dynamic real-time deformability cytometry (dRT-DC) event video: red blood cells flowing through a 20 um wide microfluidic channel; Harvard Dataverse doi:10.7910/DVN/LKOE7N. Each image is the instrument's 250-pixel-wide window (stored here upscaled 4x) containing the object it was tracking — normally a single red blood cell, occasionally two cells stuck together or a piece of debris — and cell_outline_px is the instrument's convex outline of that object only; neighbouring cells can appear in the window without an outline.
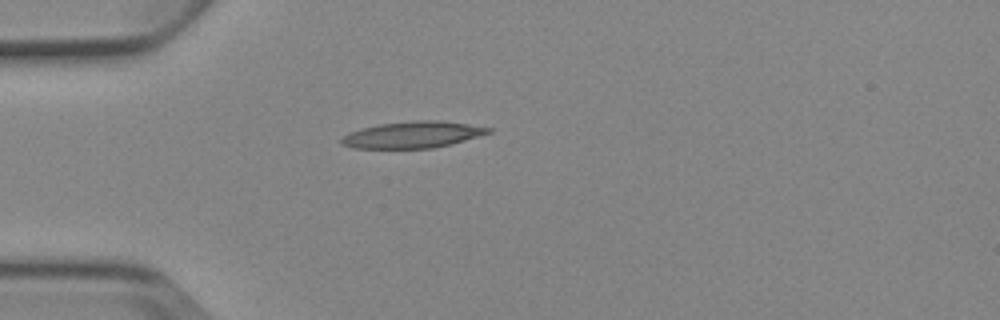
{"species": "Egyptian fruit bat (a non-hibernating species)", "species_latin": "Rousettus aegyptiacus", "temperature_condition": "cold", "stored_images_in_passage": 1, "camera_frame_rate_fps": 3000, "um_per_image_px": 0.085, "animal": {"sex": "female"}, "frame": {"image": 1, "passage_image": 1, "time_ms": 0.0, "image_size_px": [1000, 320], "cell_outline_px": [[492, 132], [452, 144], [432, 148], [352, 148], [340, 144], [340, 140], [348, 132], [380, 124], [416, 120], [436, 120], [468, 124], [492, 128]], "centroid_in_image_um": [35.07, 11.45], "position_along_channel_um": 49.9, "area_um2": 22.6}}